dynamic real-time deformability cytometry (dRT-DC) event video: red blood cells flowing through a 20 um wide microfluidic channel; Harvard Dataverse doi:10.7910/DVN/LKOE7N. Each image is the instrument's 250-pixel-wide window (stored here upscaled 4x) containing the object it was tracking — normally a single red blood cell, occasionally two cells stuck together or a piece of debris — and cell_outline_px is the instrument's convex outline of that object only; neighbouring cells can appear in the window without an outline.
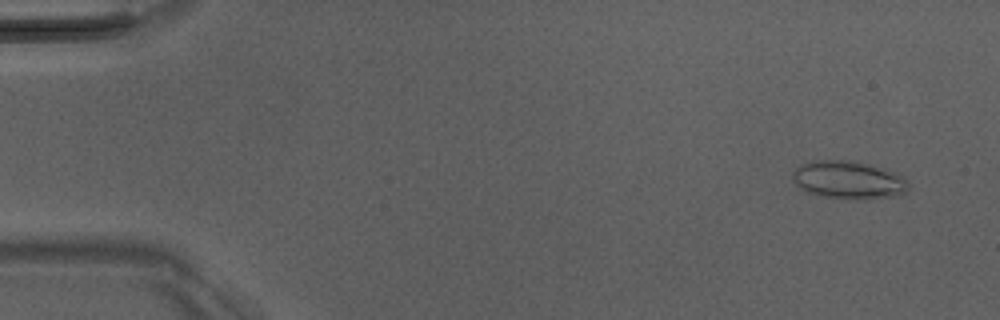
{"species": "Egyptian fruit bat (a non-hibernating species)", "species_latin": "Rousettus aegyptiacus", "temperature_condition": "room temperature", "stored_images_in_passage": 52, "camera_frame_rate_fps": 3000, "um_per_image_px": 0.085, "animal": {"sex": "male"}, "frame": {"image": 1, "passage_image": 4, "time_ms": 1.0, "image_size_px": [1000, 320], "cell_outline_px": [[908, 188], [904, 192], [896, 196], [868, 200], [852, 200], [820, 196], [804, 192], [792, 180], [792, 172], [796, 168], [812, 160], [852, 160], [868, 164], [896, 172], [904, 176], [908, 180]], "centroid_in_image_um": [72.13, 15.32], "position_along_channel_um": 12.9, "area_um2": 26.18}}
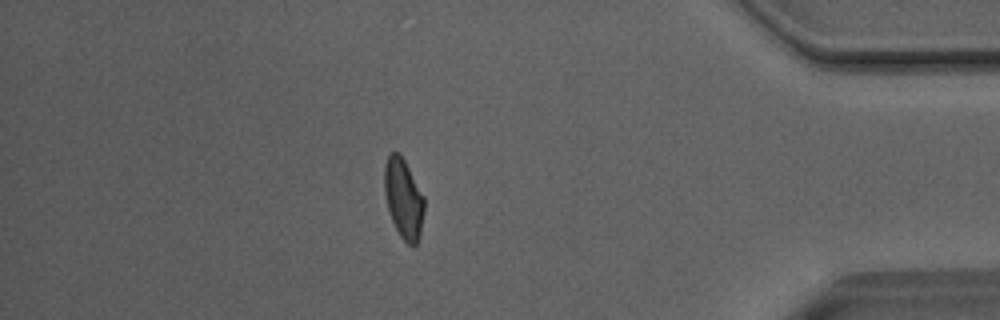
{"frame": {"image": 2, "passage_image": 45, "time_ms": 14.667, "image_size_px": [1000, 320], "cell_outline_px": [[424, 212], [420, 236], [416, 248], [412, 248], [400, 236], [392, 220], [388, 208], [384, 192], [384, 168], [388, 156], [392, 152], [400, 152], [424, 196]], "centroid_in_image_um": [34.31, 16.91], "position_along_channel_um": 400.9, "area_um2": 18.67}}
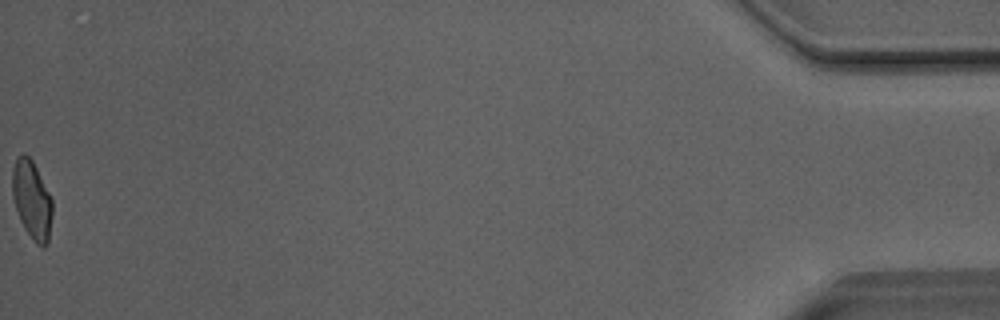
{"frame": {"image": 3, "passage_image": 52, "time_ms": 17.0, "image_size_px": [1000, 320], "cell_outline_px": [[52, 216], [48, 244], [44, 248], [36, 244], [24, 228], [20, 220], [12, 196], [12, 168], [16, 156], [24, 152], [32, 160], [52, 200]], "centroid_in_image_um": [2.69, 16.99], "position_along_channel_um": 432.5, "area_um2": 18.32}, "authors_computed_cell_mechanics": {"area_um2": 18.9873, "velocity_mm_per_s": 4.0575, "shape_relaxation_time_tau1_ms": 7.9834, "shape_relaxation_time_tau2_ms": 1.073, "deformation_change_tau1": 0.1756, "deformation_change_tau2": 0.0724}}